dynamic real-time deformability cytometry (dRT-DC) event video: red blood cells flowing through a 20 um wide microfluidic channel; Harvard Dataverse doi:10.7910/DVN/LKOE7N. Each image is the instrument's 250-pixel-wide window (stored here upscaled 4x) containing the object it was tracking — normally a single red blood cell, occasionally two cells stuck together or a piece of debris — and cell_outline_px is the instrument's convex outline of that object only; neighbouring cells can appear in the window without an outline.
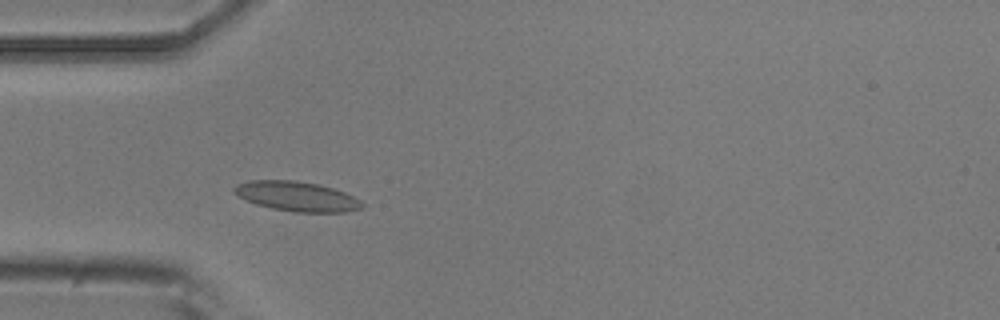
{"species": "common noctule bat (a hibernating species)", "species_latin": "Nyctalus noctula", "temperature_condition": "room temperature", "stored_images_in_passage": 4, "camera_frame_rate_fps": 3000, "um_per_image_px": 0.085, "animal": {"sex": "male", "body_mass_g": 20.5, "forearm_length_mm": 52.5}, "frame": {"image": 1, "passage_image": 4, "time_ms": 3.333, "image_size_px": [1000, 320], "cell_outline_px": [[364, 208], [344, 212], [296, 212], [272, 208], [256, 204], [232, 192], [232, 188], [236, 184], [252, 180], [292, 180], [320, 184], [344, 192], [360, 200], [364, 204]], "centroid_in_image_um": [25.24, 16.68], "position_along_channel_um": 59.8, "area_um2": 22.08}}